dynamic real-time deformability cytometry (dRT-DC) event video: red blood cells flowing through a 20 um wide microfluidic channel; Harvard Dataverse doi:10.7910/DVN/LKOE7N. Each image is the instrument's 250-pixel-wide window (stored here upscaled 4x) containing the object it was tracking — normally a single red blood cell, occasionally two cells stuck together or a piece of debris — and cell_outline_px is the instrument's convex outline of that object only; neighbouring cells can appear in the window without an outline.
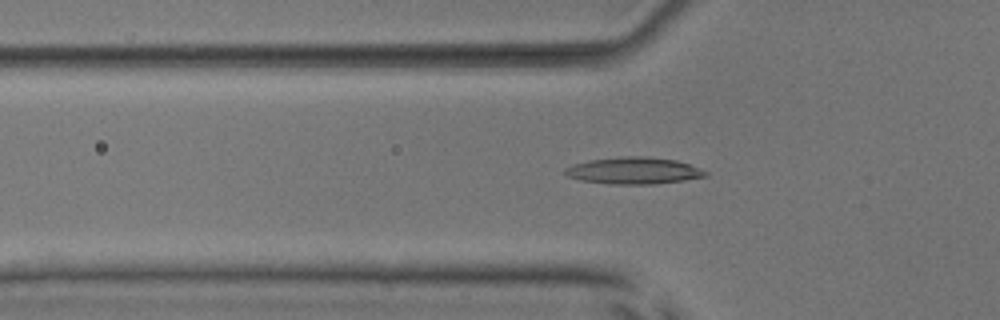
{"species": "common noctule bat (a hibernating species)", "species_latin": "Nyctalus noctula", "temperature_condition": "room temperature", "stored_images_in_passage": 51, "camera_frame_rate_fps": 3000, "um_per_image_px": 0.085, "animal": {"sex": "male", "body_mass_g": 17.9, "forearm_length_mm": 54.2}, "frame": {"image": 1, "passage_image": 17, "time_ms": 5.333, "image_size_px": [1000, 320], "cell_outline_px": [[708, 176], [684, 180], [652, 184], [612, 184], [580, 180], [568, 176], [564, 172], [564, 168], [572, 164], [588, 160], [624, 156], [644, 156], [676, 160], [688, 164], [708, 172]], "centroid_in_image_um": [53.84, 14.5], "position_along_channel_um": 72.0, "area_um2": 21.85}}
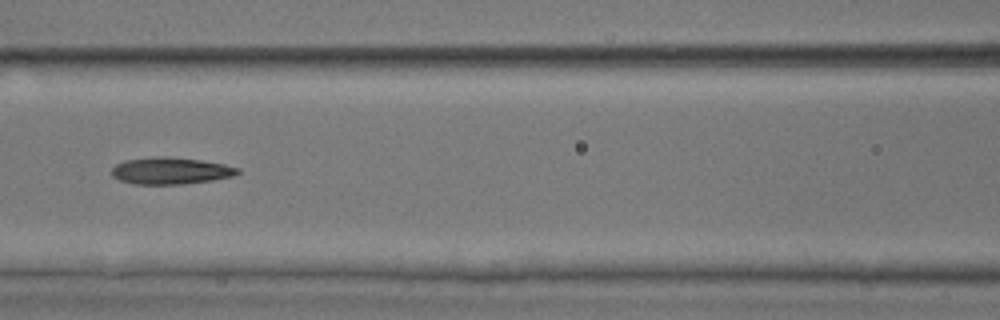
{"frame": {"image": 2, "passage_image": 23, "time_ms": 7.333, "image_size_px": [1000, 320], "cell_outline_px": [[240, 172], [232, 176], [212, 180], [184, 184], [136, 184], [120, 180], [112, 176], [112, 168], [116, 164], [124, 160], [152, 156], [168, 156], [200, 160], [224, 164], [240, 168]], "centroid_in_image_um": [14.49, 14.5], "position_along_channel_um": 152.1, "area_um2": 19.77}}
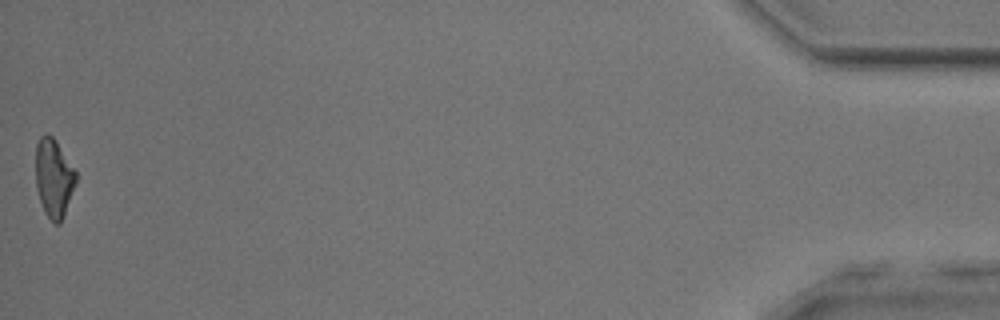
{"frame": {"image": 3, "passage_image": 51, "time_ms": 16.667, "image_size_px": [1000, 320], "cell_outline_px": [[76, 184], [60, 224], [56, 224], [44, 212], [36, 188], [36, 144], [40, 136], [44, 132], [48, 132], [56, 140], [76, 172]], "centroid_in_image_um": [4.56, 15.09], "position_along_channel_um": 430.6, "area_um2": 18.38}, "authors_computed_cell_mechanics": {"area_um2": 19.3052, "velocity_mm_per_s": 4.0056, "shape_relaxation_time_tau1_ms": 3.8769, "shape_relaxation_time_tau2_ms": 2.1337, "deformation_change_tau1": 0.1385, "deformation_change_tau2": 0.1057}}